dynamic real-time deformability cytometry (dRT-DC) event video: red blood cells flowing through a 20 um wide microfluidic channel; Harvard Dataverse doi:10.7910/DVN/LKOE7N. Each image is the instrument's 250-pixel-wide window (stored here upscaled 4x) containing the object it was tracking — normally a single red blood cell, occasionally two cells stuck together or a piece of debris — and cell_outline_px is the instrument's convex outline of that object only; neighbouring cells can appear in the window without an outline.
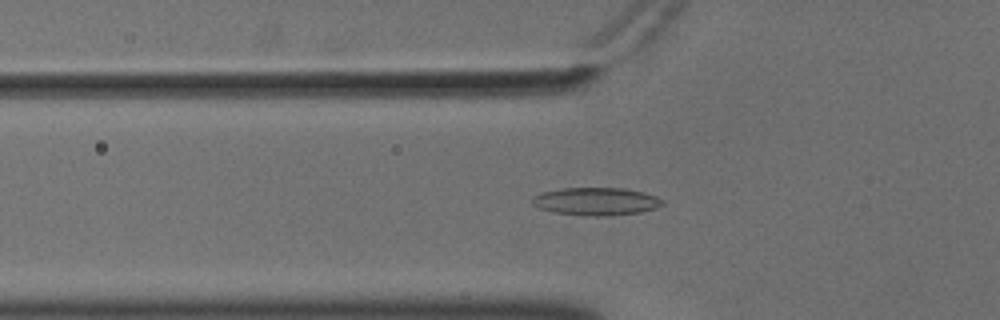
{"species": "common noctule bat (a hibernating species)", "species_latin": "Nyctalus noctula", "temperature_condition": "cold", "stored_images_in_passage": 56, "camera_frame_rate_fps": 3000, "um_per_image_px": 0.085, "animal": {"sex": "male", "body_mass_g": 18.8}, "frame": {"image": 1, "passage_image": 20, "time_ms": 6.333, "image_size_px": [1000, 320], "cell_outline_px": [[664, 204], [656, 208], [640, 212], [600, 216], [592, 216], [552, 212], [540, 208], [532, 204], [532, 196], [540, 192], [560, 188], [624, 188], [644, 192], [656, 196], [664, 200]], "centroid_in_image_um": [50.65, 17.1], "position_along_channel_um": 75.1, "area_um2": 21.15}}
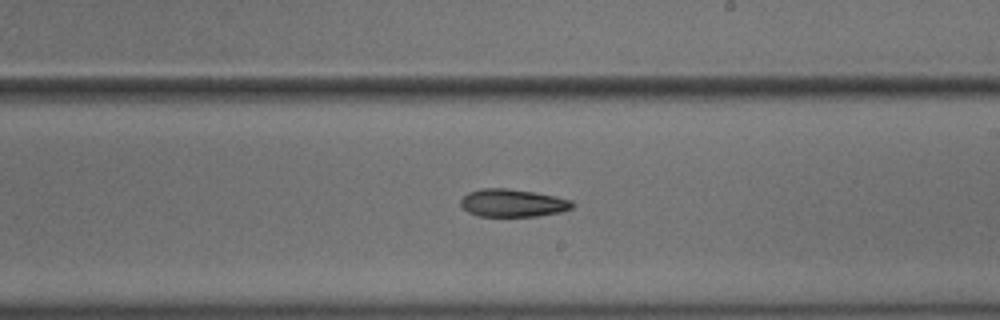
{"frame": {"image": 2, "passage_image": 34, "time_ms": 11.0, "image_size_px": [1000, 320], "cell_outline_px": [[576, 204], [572, 208], [560, 212], [536, 216], [480, 216], [468, 212], [460, 204], [460, 200], [468, 192], [480, 188], [504, 188], [536, 192], [556, 196], [572, 200]], "centroid_in_image_um": [43.6, 17.24], "position_along_channel_um": 245.4, "area_um2": 18.15}}
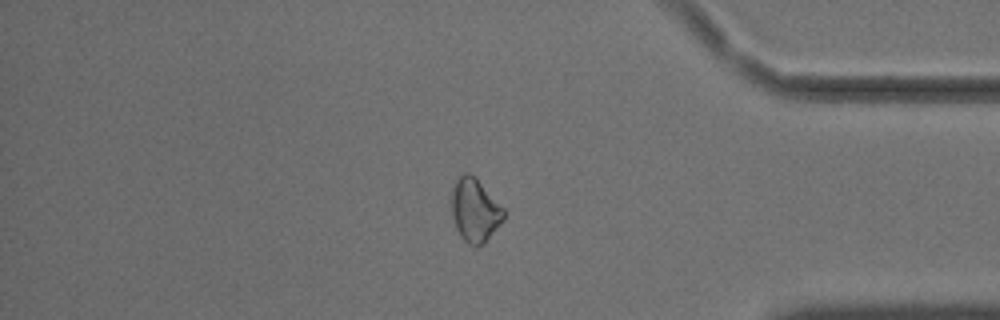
{"frame": {"image": 3, "passage_image": 48, "time_ms": 15.667, "image_size_px": [1000, 320], "cell_outline_px": [[504, 220], [484, 244], [476, 248], [468, 244], [460, 236], [456, 228], [452, 216], [452, 188], [456, 180], [464, 172], [468, 172], [504, 208]], "centroid_in_image_um": [40.36, 17.93], "position_along_channel_um": 394.8, "area_um2": 19.07}}